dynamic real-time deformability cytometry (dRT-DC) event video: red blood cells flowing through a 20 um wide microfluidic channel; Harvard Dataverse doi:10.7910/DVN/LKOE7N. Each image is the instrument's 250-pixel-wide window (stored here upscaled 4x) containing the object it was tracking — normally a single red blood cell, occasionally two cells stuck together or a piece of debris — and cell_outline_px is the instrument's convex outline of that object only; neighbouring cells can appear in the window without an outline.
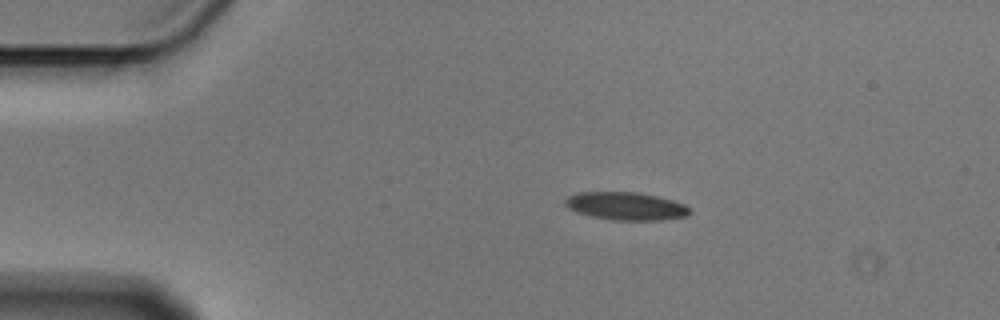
{"species": "Egyptian fruit bat (a non-hibernating species)", "species_latin": "Rousettus aegyptiacus", "temperature_condition": "cold", "stored_images_in_passage": 12, "camera_frame_rate_fps": 3000, "um_per_image_px": 0.085, "animal": {"sex": "male"}, "frame": {"image": 1, "passage_image": 4, "time_ms": 1.0, "image_size_px": [1000, 320], "cell_outline_px": [[692, 212], [688, 216], [664, 220], [612, 220], [592, 216], [576, 212], [568, 208], [564, 204], [564, 200], [568, 196], [576, 192], [640, 192], [672, 200], [684, 204], [692, 208]], "centroid_in_image_um": [53.23, 17.52], "position_along_channel_um": 31.8, "area_um2": 20.52}}
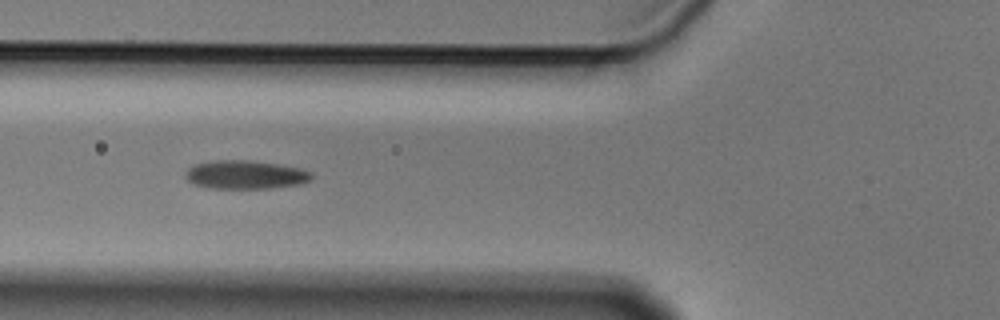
{"frame": {"image": 2, "passage_image": 6, "time_ms": 1.667, "image_size_px": [1000, 320], "cell_outline_px": [[312, 180], [304, 184], [272, 188], [208, 188], [192, 184], [184, 176], [184, 172], [192, 164], [212, 160], [252, 160], [280, 164], [300, 168], [312, 172]], "centroid_in_image_um": [20.85, 14.84], "position_along_channel_um": 104.9, "area_um2": 21.5}}
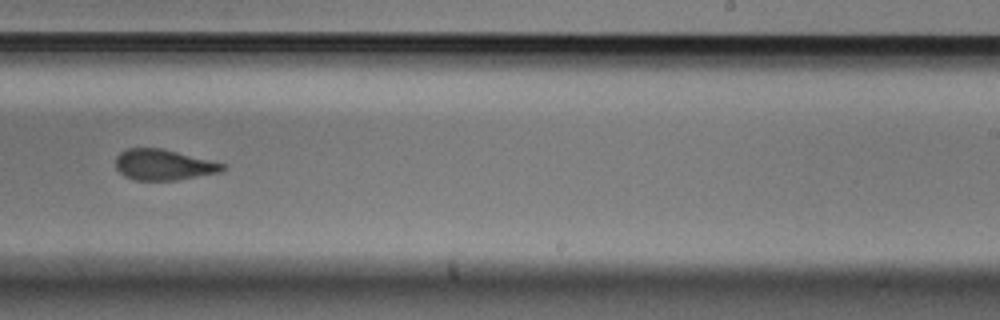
{"frame": {"image": 3, "passage_image": 10, "time_ms": 3.0, "image_size_px": [1000, 320], "cell_outline_px": [[228, 168], [224, 172], [176, 180], [132, 180], [124, 176], [116, 168], [116, 156], [120, 152], [128, 148], [160, 148], [212, 160], [224, 164]], "centroid_in_image_um": [13.93, 14.01], "position_along_channel_um": 275.1, "area_um2": 19.36}}